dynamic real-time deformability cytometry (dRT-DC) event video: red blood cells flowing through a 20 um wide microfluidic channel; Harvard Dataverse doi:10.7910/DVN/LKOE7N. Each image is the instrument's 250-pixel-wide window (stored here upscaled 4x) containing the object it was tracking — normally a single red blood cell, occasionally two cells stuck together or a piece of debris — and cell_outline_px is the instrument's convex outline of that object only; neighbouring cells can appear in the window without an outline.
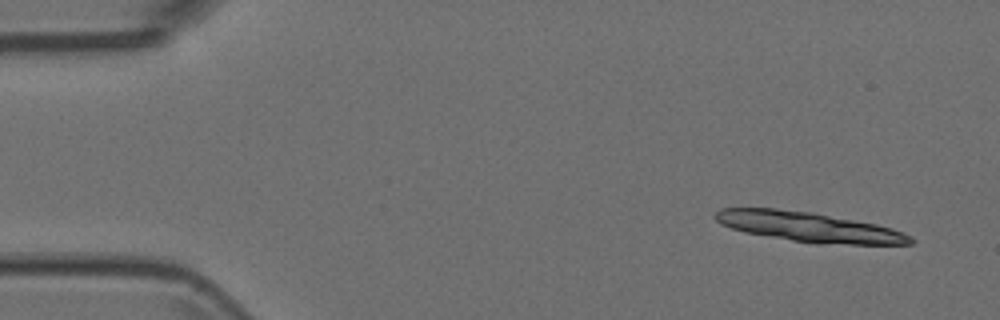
{"species": "Egyptian fruit bat (a non-hibernating species)", "species_latin": "Rousettus aegyptiacus", "temperature_condition": "room temperature", "stored_images_in_passage": 4, "camera_frame_rate_fps": 3000, "um_per_image_px": 0.085, "animal": {"sex": "female"}, "frame": {"image": 1, "passage_image": 1, "time_ms": 0.0, "image_size_px": [1000, 320], "cell_outline_px": [[916, 240], [912, 244], [816, 244], [744, 232], [720, 224], [712, 216], [720, 208], [776, 208], [812, 212], [876, 224], [892, 228], [904, 232], [912, 236]], "centroid_in_image_um": [68.77, 19.29], "position_along_channel_um": 16.2, "area_um2": 33.99}}